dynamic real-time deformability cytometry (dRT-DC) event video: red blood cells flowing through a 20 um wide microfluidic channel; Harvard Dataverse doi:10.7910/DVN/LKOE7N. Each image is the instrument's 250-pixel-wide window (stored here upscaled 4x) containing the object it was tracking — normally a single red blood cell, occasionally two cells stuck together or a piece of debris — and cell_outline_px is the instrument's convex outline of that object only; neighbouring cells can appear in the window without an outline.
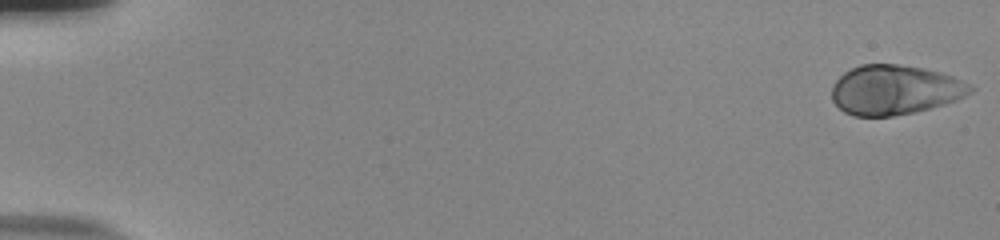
{"species": "human", "species_latin": "Homo sapiens", "temperature_condition": "room temperature", "stored_images_in_passage": 54, "camera_frame_rate_fps": 3000, "um_per_image_px": 0.085, "donor": {"sex": "male"}, "frame": {"image": 1, "passage_image": 1, "time_ms": 0.0, "image_size_px": [1000, 240], "cell_outline_px": [[976, 88], [972, 92], [956, 100], [944, 104], [912, 112], [892, 116], [852, 116], [844, 112], [832, 100], [832, 88], [836, 80], [844, 72], [860, 64], [900, 64], [924, 68], [940, 72], [952, 76]], "centroid_in_image_um": [76.04, 7.63], "position_along_channel_um": 9.0, "area_um2": 39.94}}
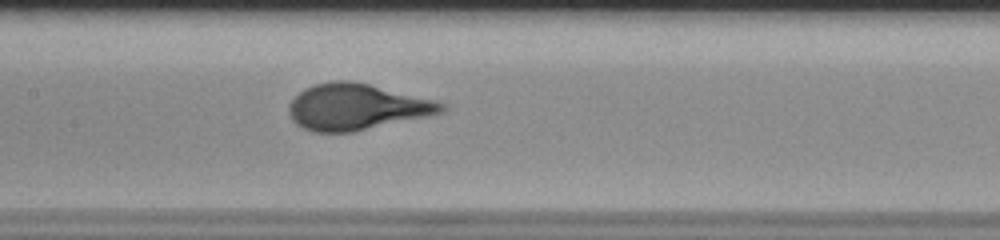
{"frame": {"image": 2, "passage_image": 28, "time_ms": 9.0, "image_size_px": [1000, 240], "cell_outline_px": [[448, 108], [444, 112], [428, 116], [352, 132], [316, 132], [304, 128], [296, 124], [292, 120], [288, 112], [288, 104], [304, 88], [316, 84], [332, 80], [352, 80], [436, 100], [448, 104]], "centroid_in_image_um": [30.33, 9.08], "position_along_channel_um": 177.1, "area_um2": 41.15}}
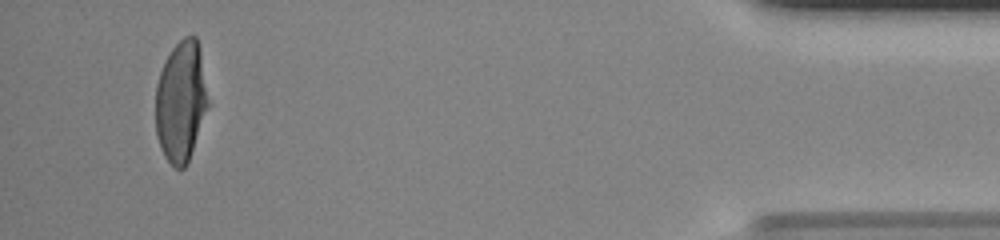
{"frame": {"image": 3, "passage_image": 52, "time_ms": 17.0, "image_size_px": [1000, 240], "cell_outline_px": [[208, 104], [188, 164], [184, 168], [176, 168], [164, 156], [160, 148], [156, 136], [156, 84], [160, 72], [172, 48], [184, 36], [196, 36], [200, 48], [208, 100]], "centroid_in_image_um": [15.37, 8.63], "position_along_channel_um": 419.8, "area_um2": 36.7}}